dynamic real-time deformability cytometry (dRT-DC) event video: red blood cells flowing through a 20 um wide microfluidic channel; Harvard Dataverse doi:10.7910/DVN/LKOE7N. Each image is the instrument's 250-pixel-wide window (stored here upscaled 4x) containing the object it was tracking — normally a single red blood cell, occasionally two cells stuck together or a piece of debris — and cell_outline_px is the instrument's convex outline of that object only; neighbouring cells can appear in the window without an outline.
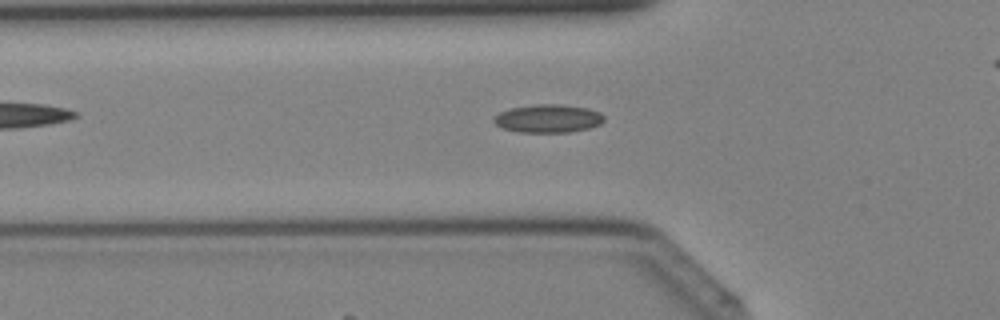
{"species": "Egyptian fruit bat (a non-hibernating species)", "species_latin": "Rousettus aegyptiacus", "temperature_condition": "cold", "stored_images_in_passage": 30, "camera_frame_rate_fps": 3000, "um_per_image_px": 0.085, "animal": {"sex": "female"}, "frame": {"image": 1, "passage_image": 3, "time_ms": 0.667, "image_size_px": [1000, 320], "cell_outline_px": [[604, 120], [600, 124], [588, 128], [568, 132], [520, 132], [504, 128], [496, 124], [492, 120], [500, 112], [512, 108], [532, 104], [560, 104], [588, 108], [600, 112], [604, 116]], "centroid_in_image_um": [46.61, 10.06], "position_along_channel_um": 79.2, "area_um2": 17.98}}
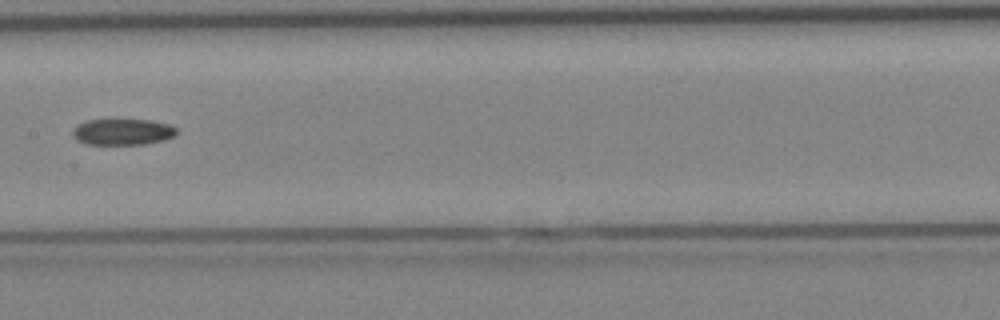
{"frame": {"image": 2, "passage_image": 10, "time_ms": 3.0, "image_size_px": [1000, 320], "cell_outline_px": [[176, 132], [172, 136], [164, 140], [144, 144], [88, 144], [76, 140], [72, 136], [72, 132], [80, 124], [88, 120], [152, 120], [168, 124], [176, 128]], "centroid_in_image_um": [10.42, 11.21], "position_along_channel_um": 197.0, "area_um2": 15.61}}
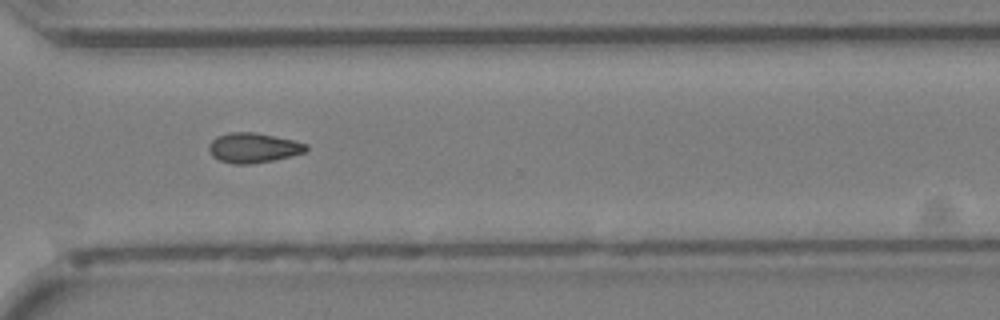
{"frame": {"image": 3, "passage_image": 19, "time_ms": 6.0, "image_size_px": [1000, 320], "cell_outline_px": [[308, 148], [304, 152], [292, 156], [252, 164], [232, 164], [220, 160], [212, 156], [208, 152], [208, 144], [216, 136], [228, 132], [252, 132], [292, 140], [308, 144]], "centroid_in_image_um": [21.48, 12.57], "position_along_channel_um": 349.1, "area_um2": 16.94}}